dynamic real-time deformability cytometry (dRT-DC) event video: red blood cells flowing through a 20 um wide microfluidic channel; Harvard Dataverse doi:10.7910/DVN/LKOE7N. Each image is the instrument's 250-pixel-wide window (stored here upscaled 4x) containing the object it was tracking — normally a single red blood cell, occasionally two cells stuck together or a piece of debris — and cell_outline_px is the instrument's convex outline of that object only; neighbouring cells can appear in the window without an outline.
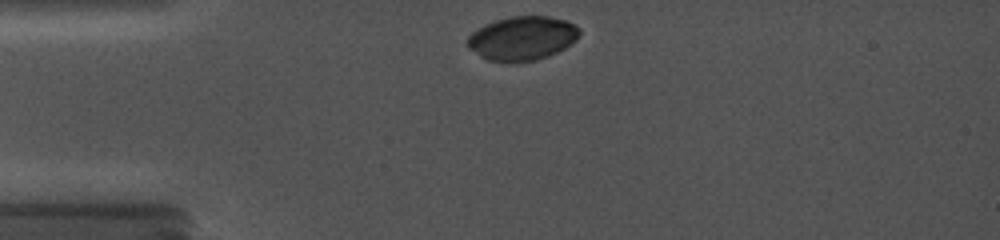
{"species": "common noctule bat (a hibernating species)", "species_latin": "Nyctalus noctula", "temperature_condition": "cold", "stored_images_in_passage": 20, "camera_frame_rate_fps": 5000, "um_per_image_px": 0.085, "animal": {"sex": "female", "body_mass_g": 19.0, "forearm_length_mm": 56.7}, "frame": {"image": 1, "passage_image": 1, "time_ms": 0.0, "image_size_px": [1000, 240], "cell_outline_px": [[580, 32], [576, 40], [564, 48], [548, 56], [532, 60], [488, 60], [480, 56], [468, 48], [468, 36], [472, 32], [484, 24], [496, 20], [512, 16], [548, 16], [564, 20], [580, 28]], "centroid_in_image_um": [44.39, 3.22], "position_along_channel_um": 40.6, "area_um2": 28.09}}
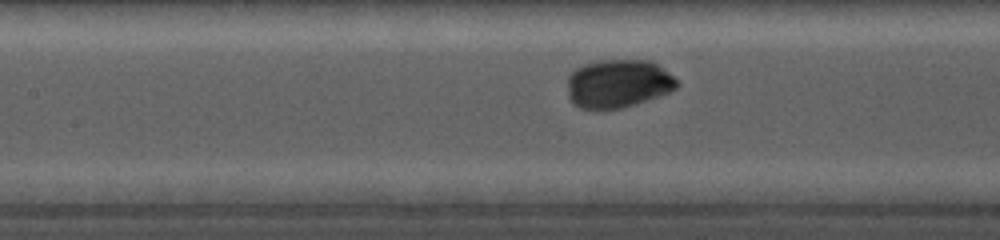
{"frame": {"image": 2, "passage_image": 13, "time_ms": 3.8, "image_size_px": [1000, 240], "cell_outline_px": [[680, 84], [676, 88], [668, 92], [636, 104], [620, 108], [580, 108], [572, 104], [568, 96], [568, 76], [576, 68], [584, 64], [596, 60], [652, 60], [668, 72]], "centroid_in_image_um": [52.52, 7.09], "position_along_channel_um": 154.9, "area_um2": 30.81}}
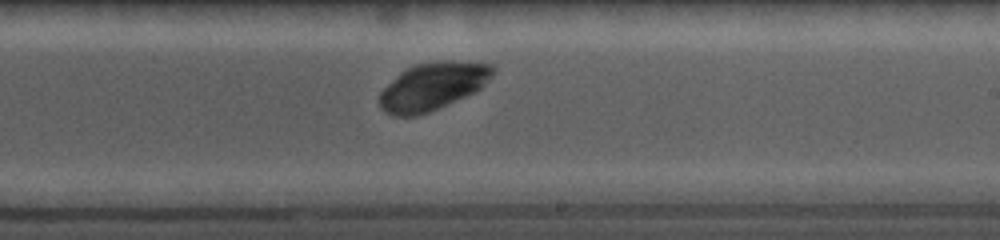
{"frame": {"image": 3, "passage_image": 20, "time_ms": 6.4, "image_size_px": [1000, 240], "cell_outline_px": [[496, 68], [492, 76], [476, 92], [428, 112], [416, 116], [392, 116], [384, 112], [380, 108], [380, 92], [400, 72], [416, 64], [440, 60], [452, 60], [492, 64]], "centroid_in_image_um": [36.79, 7.33], "position_along_channel_um": 252.2, "area_um2": 31.44}}